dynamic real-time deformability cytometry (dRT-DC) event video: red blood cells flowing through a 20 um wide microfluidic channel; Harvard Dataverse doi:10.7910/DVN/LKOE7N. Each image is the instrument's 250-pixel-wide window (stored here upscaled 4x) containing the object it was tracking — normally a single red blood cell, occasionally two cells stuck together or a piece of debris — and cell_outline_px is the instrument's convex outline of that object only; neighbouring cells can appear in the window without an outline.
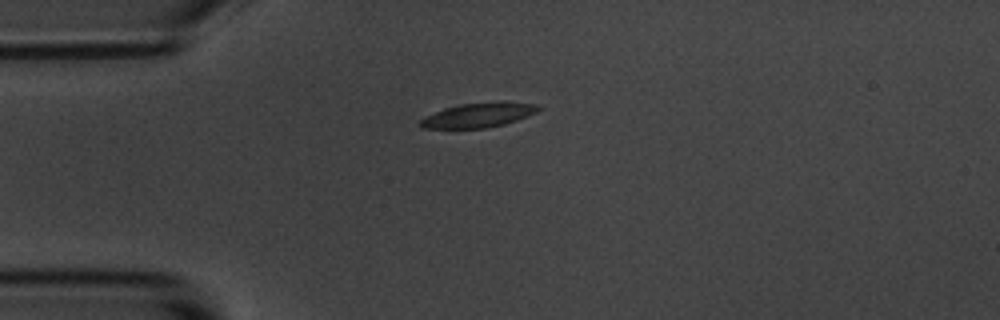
{"species": "common noctule bat (a hibernating species)", "species_latin": "Nyctalus noctula", "temperature_condition": "room temperature", "stored_images_in_passage": 43, "camera_frame_rate_fps": 3000, "um_per_image_px": 0.085, "animal": {"sex": "male", "body_mass_g": 20.1, "forearm_length_mm": 53.5}, "frame": {"image": 1, "passage_image": 1, "time_ms": 0.0, "image_size_px": [1000, 320], "cell_outline_px": [[540, 108], [536, 112], [516, 120], [504, 124], [488, 128], [420, 128], [416, 124], [424, 116], [444, 108], [460, 104], [496, 100], [536, 104]], "centroid_in_image_um": [40.61, 9.77], "position_along_channel_um": 44.4, "area_um2": 17.17}}
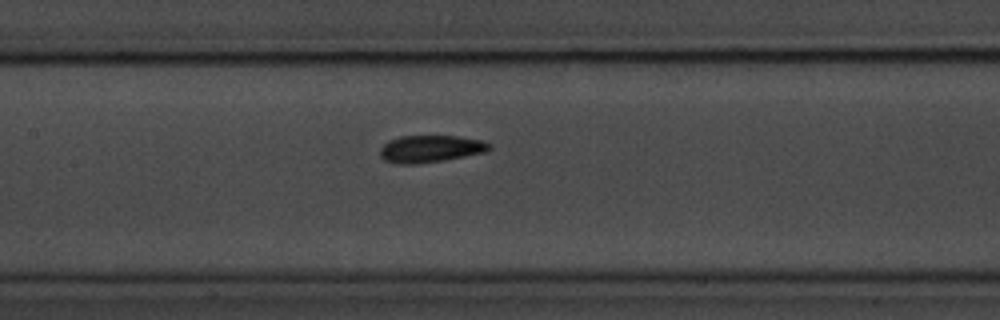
{"frame": {"image": 2, "passage_image": 13, "time_ms": 4.0, "image_size_px": [1000, 320], "cell_outline_px": [[492, 148], [484, 152], [444, 160], [412, 164], [400, 164], [384, 160], [380, 156], [380, 148], [388, 140], [400, 136], [460, 136], [484, 140], [492, 144]], "centroid_in_image_um": [36.6, 12.63], "position_along_channel_um": 170.8, "area_um2": 17.34}}
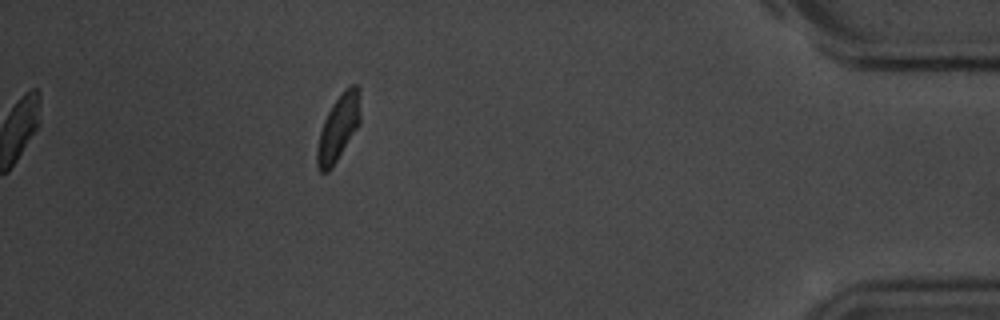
{"frame": {"image": 3, "passage_image": 37, "time_ms": 12.0, "image_size_px": [1000, 320], "cell_outline_px": [[360, 124], [328, 172], [320, 172], [316, 164], [316, 152], [320, 132], [324, 120], [332, 104], [344, 88], [352, 84], [356, 84], [360, 88]], "centroid_in_image_um": [28.77, 10.81], "position_along_channel_um": 406.4, "area_um2": 16.59}, "authors_computed_cell_mechanics": {"area_um2": 17.1666, "velocity_mm_per_s": 3.5862, "shape_relaxation_time_tau1_ms": 5.451, "shape_relaxation_time_tau2_ms": 3.3842, "deformation_change_tau1": 0.157, "deformation_change_tau2": 0.0834}}